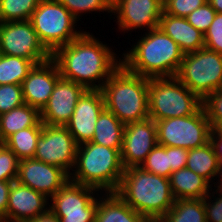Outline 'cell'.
Listing matches in <instances>:
<instances>
[{"label": "cell", "mask_w": 222, "mask_h": 222, "mask_svg": "<svg viewBox=\"0 0 222 222\" xmlns=\"http://www.w3.org/2000/svg\"><path fill=\"white\" fill-rule=\"evenodd\" d=\"M111 50L92 33L90 35L84 31L69 44L57 48L51 54V59L57 64L62 78L86 89H101L109 76L121 65V58L116 59V53Z\"/></svg>", "instance_id": "6da1fadb"}, {"label": "cell", "mask_w": 222, "mask_h": 222, "mask_svg": "<svg viewBox=\"0 0 222 222\" xmlns=\"http://www.w3.org/2000/svg\"><path fill=\"white\" fill-rule=\"evenodd\" d=\"M115 192L149 222H158L175 203L169 178L141 167L124 169Z\"/></svg>", "instance_id": "7a4b0ae2"}, {"label": "cell", "mask_w": 222, "mask_h": 222, "mask_svg": "<svg viewBox=\"0 0 222 222\" xmlns=\"http://www.w3.org/2000/svg\"><path fill=\"white\" fill-rule=\"evenodd\" d=\"M145 33L129 52L123 53L121 64L147 78L176 76L184 56L178 44L159 27Z\"/></svg>", "instance_id": "3957f363"}, {"label": "cell", "mask_w": 222, "mask_h": 222, "mask_svg": "<svg viewBox=\"0 0 222 222\" xmlns=\"http://www.w3.org/2000/svg\"><path fill=\"white\" fill-rule=\"evenodd\" d=\"M149 80L130 72L121 64L101 88L105 108L125 125L149 118Z\"/></svg>", "instance_id": "277c9868"}, {"label": "cell", "mask_w": 222, "mask_h": 222, "mask_svg": "<svg viewBox=\"0 0 222 222\" xmlns=\"http://www.w3.org/2000/svg\"><path fill=\"white\" fill-rule=\"evenodd\" d=\"M121 148H109L93 142L77 146L76 161L69 180L106 192H115L120 184L124 167Z\"/></svg>", "instance_id": "5b68a950"}, {"label": "cell", "mask_w": 222, "mask_h": 222, "mask_svg": "<svg viewBox=\"0 0 222 222\" xmlns=\"http://www.w3.org/2000/svg\"><path fill=\"white\" fill-rule=\"evenodd\" d=\"M203 101L176 76L150 78L148 87L149 118L155 122L195 114Z\"/></svg>", "instance_id": "8992f818"}, {"label": "cell", "mask_w": 222, "mask_h": 222, "mask_svg": "<svg viewBox=\"0 0 222 222\" xmlns=\"http://www.w3.org/2000/svg\"><path fill=\"white\" fill-rule=\"evenodd\" d=\"M29 21L51 54L83 33L74 27L78 20L58 0H41Z\"/></svg>", "instance_id": "52a82bcc"}, {"label": "cell", "mask_w": 222, "mask_h": 222, "mask_svg": "<svg viewBox=\"0 0 222 222\" xmlns=\"http://www.w3.org/2000/svg\"><path fill=\"white\" fill-rule=\"evenodd\" d=\"M176 77L203 101L222 88V55L205 47L186 53Z\"/></svg>", "instance_id": "ba28073f"}, {"label": "cell", "mask_w": 222, "mask_h": 222, "mask_svg": "<svg viewBox=\"0 0 222 222\" xmlns=\"http://www.w3.org/2000/svg\"><path fill=\"white\" fill-rule=\"evenodd\" d=\"M157 144L192 149L209 142L211 125L202 106L195 114L156 121Z\"/></svg>", "instance_id": "9c48e42d"}, {"label": "cell", "mask_w": 222, "mask_h": 222, "mask_svg": "<svg viewBox=\"0 0 222 222\" xmlns=\"http://www.w3.org/2000/svg\"><path fill=\"white\" fill-rule=\"evenodd\" d=\"M0 54L22 57L36 65L51 59L29 20L0 22Z\"/></svg>", "instance_id": "30bf717a"}, {"label": "cell", "mask_w": 222, "mask_h": 222, "mask_svg": "<svg viewBox=\"0 0 222 222\" xmlns=\"http://www.w3.org/2000/svg\"><path fill=\"white\" fill-rule=\"evenodd\" d=\"M77 146L65 126L43 124L34 159L60 167L70 175L76 161Z\"/></svg>", "instance_id": "8fae6325"}, {"label": "cell", "mask_w": 222, "mask_h": 222, "mask_svg": "<svg viewBox=\"0 0 222 222\" xmlns=\"http://www.w3.org/2000/svg\"><path fill=\"white\" fill-rule=\"evenodd\" d=\"M156 145L157 126L153 119L147 118L126 124L120 150L124 169L140 167Z\"/></svg>", "instance_id": "7c38bea8"}, {"label": "cell", "mask_w": 222, "mask_h": 222, "mask_svg": "<svg viewBox=\"0 0 222 222\" xmlns=\"http://www.w3.org/2000/svg\"><path fill=\"white\" fill-rule=\"evenodd\" d=\"M163 12L162 0H112V13L122 31L158 27ZM115 13V14H114Z\"/></svg>", "instance_id": "4fadbf2b"}, {"label": "cell", "mask_w": 222, "mask_h": 222, "mask_svg": "<svg viewBox=\"0 0 222 222\" xmlns=\"http://www.w3.org/2000/svg\"><path fill=\"white\" fill-rule=\"evenodd\" d=\"M86 90L84 86L60 77L47 104L40 111L41 122L48 126H65Z\"/></svg>", "instance_id": "5bb4252c"}, {"label": "cell", "mask_w": 222, "mask_h": 222, "mask_svg": "<svg viewBox=\"0 0 222 222\" xmlns=\"http://www.w3.org/2000/svg\"><path fill=\"white\" fill-rule=\"evenodd\" d=\"M16 181L51 198L69 181V175L60 167L30 158L19 161Z\"/></svg>", "instance_id": "9a60e30c"}, {"label": "cell", "mask_w": 222, "mask_h": 222, "mask_svg": "<svg viewBox=\"0 0 222 222\" xmlns=\"http://www.w3.org/2000/svg\"><path fill=\"white\" fill-rule=\"evenodd\" d=\"M104 108L101 89H87L79 98L70 121L65 125L77 145L91 142L97 119Z\"/></svg>", "instance_id": "2e32d148"}, {"label": "cell", "mask_w": 222, "mask_h": 222, "mask_svg": "<svg viewBox=\"0 0 222 222\" xmlns=\"http://www.w3.org/2000/svg\"><path fill=\"white\" fill-rule=\"evenodd\" d=\"M60 77L57 64L52 59L35 65L21 84L24 102L41 111Z\"/></svg>", "instance_id": "e0dca14e"}, {"label": "cell", "mask_w": 222, "mask_h": 222, "mask_svg": "<svg viewBox=\"0 0 222 222\" xmlns=\"http://www.w3.org/2000/svg\"><path fill=\"white\" fill-rule=\"evenodd\" d=\"M47 200L46 195L14 181L9 192L7 222H25L47 212Z\"/></svg>", "instance_id": "ac0fdd59"}, {"label": "cell", "mask_w": 222, "mask_h": 222, "mask_svg": "<svg viewBox=\"0 0 222 222\" xmlns=\"http://www.w3.org/2000/svg\"><path fill=\"white\" fill-rule=\"evenodd\" d=\"M158 27L178 44L184 54L204 47V34L194 28L186 17H175L163 11Z\"/></svg>", "instance_id": "d6986e66"}, {"label": "cell", "mask_w": 222, "mask_h": 222, "mask_svg": "<svg viewBox=\"0 0 222 222\" xmlns=\"http://www.w3.org/2000/svg\"><path fill=\"white\" fill-rule=\"evenodd\" d=\"M98 191L95 188L68 181L52 197V204L49 209L53 213H74L83 212L96 199L94 193Z\"/></svg>", "instance_id": "ffe728a7"}, {"label": "cell", "mask_w": 222, "mask_h": 222, "mask_svg": "<svg viewBox=\"0 0 222 222\" xmlns=\"http://www.w3.org/2000/svg\"><path fill=\"white\" fill-rule=\"evenodd\" d=\"M100 197L95 222H149L133 210L116 192H106Z\"/></svg>", "instance_id": "44dd1931"}, {"label": "cell", "mask_w": 222, "mask_h": 222, "mask_svg": "<svg viewBox=\"0 0 222 222\" xmlns=\"http://www.w3.org/2000/svg\"><path fill=\"white\" fill-rule=\"evenodd\" d=\"M169 180L175 200L204 199L212 191L205 178L187 168L172 172Z\"/></svg>", "instance_id": "7402d4cb"}, {"label": "cell", "mask_w": 222, "mask_h": 222, "mask_svg": "<svg viewBox=\"0 0 222 222\" xmlns=\"http://www.w3.org/2000/svg\"><path fill=\"white\" fill-rule=\"evenodd\" d=\"M40 111L26 103L0 115V139L4 142L10 135L40 121Z\"/></svg>", "instance_id": "603a6c76"}, {"label": "cell", "mask_w": 222, "mask_h": 222, "mask_svg": "<svg viewBox=\"0 0 222 222\" xmlns=\"http://www.w3.org/2000/svg\"><path fill=\"white\" fill-rule=\"evenodd\" d=\"M124 128L125 124L111 111L104 108L97 119L91 142L109 148H121Z\"/></svg>", "instance_id": "cb8c5ba5"}, {"label": "cell", "mask_w": 222, "mask_h": 222, "mask_svg": "<svg viewBox=\"0 0 222 222\" xmlns=\"http://www.w3.org/2000/svg\"><path fill=\"white\" fill-rule=\"evenodd\" d=\"M217 156L210 142L198 148L188 150L186 168L205 178L209 183L217 178Z\"/></svg>", "instance_id": "d4e9b609"}, {"label": "cell", "mask_w": 222, "mask_h": 222, "mask_svg": "<svg viewBox=\"0 0 222 222\" xmlns=\"http://www.w3.org/2000/svg\"><path fill=\"white\" fill-rule=\"evenodd\" d=\"M42 128L43 123L40 120L34 127L10 135L3 144L12 150L19 160L34 158Z\"/></svg>", "instance_id": "484cf974"}, {"label": "cell", "mask_w": 222, "mask_h": 222, "mask_svg": "<svg viewBox=\"0 0 222 222\" xmlns=\"http://www.w3.org/2000/svg\"><path fill=\"white\" fill-rule=\"evenodd\" d=\"M158 222H207L204 199H179Z\"/></svg>", "instance_id": "4316f807"}, {"label": "cell", "mask_w": 222, "mask_h": 222, "mask_svg": "<svg viewBox=\"0 0 222 222\" xmlns=\"http://www.w3.org/2000/svg\"><path fill=\"white\" fill-rule=\"evenodd\" d=\"M35 65L22 57L0 54V85H21Z\"/></svg>", "instance_id": "83f0119b"}, {"label": "cell", "mask_w": 222, "mask_h": 222, "mask_svg": "<svg viewBox=\"0 0 222 222\" xmlns=\"http://www.w3.org/2000/svg\"><path fill=\"white\" fill-rule=\"evenodd\" d=\"M41 0H0V22L29 20Z\"/></svg>", "instance_id": "f1b7e54d"}, {"label": "cell", "mask_w": 222, "mask_h": 222, "mask_svg": "<svg viewBox=\"0 0 222 222\" xmlns=\"http://www.w3.org/2000/svg\"><path fill=\"white\" fill-rule=\"evenodd\" d=\"M144 171L170 178L169 147L157 144L140 166Z\"/></svg>", "instance_id": "f546056e"}, {"label": "cell", "mask_w": 222, "mask_h": 222, "mask_svg": "<svg viewBox=\"0 0 222 222\" xmlns=\"http://www.w3.org/2000/svg\"><path fill=\"white\" fill-rule=\"evenodd\" d=\"M69 12L80 20L82 13L103 12L112 13V0H58ZM91 11V12H90ZM81 14V15H80Z\"/></svg>", "instance_id": "4dcf8cb0"}, {"label": "cell", "mask_w": 222, "mask_h": 222, "mask_svg": "<svg viewBox=\"0 0 222 222\" xmlns=\"http://www.w3.org/2000/svg\"><path fill=\"white\" fill-rule=\"evenodd\" d=\"M22 86L0 85V115L24 104Z\"/></svg>", "instance_id": "1f68e13d"}, {"label": "cell", "mask_w": 222, "mask_h": 222, "mask_svg": "<svg viewBox=\"0 0 222 222\" xmlns=\"http://www.w3.org/2000/svg\"><path fill=\"white\" fill-rule=\"evenodd\" d=\"M19 159L4 144L0 146V181H16Z\"/></svg>", "instance_id": "d6a6232c"}, {"label": "cell", "mask_w": 222, "mask_h": 222, "mask_svg": "<svg viewBox=\"0 0 222 222\" xmlns=\"http://www.w3.org/2000/svg\"><path fill=\"white\" fill-rule=\"evenodd\" d=\"M216 13L212 6L206 2L186 16V19L194 28L205 34L214 20Z\"/></svg>", "instance_id": "836d02e7"}, {"label": "cell", "mask_w": 222, "mask_h": 222, "mask_svg": "<svg viewBox=\"0 0 222 222\" xmlns=\"http://www.w3.org/2000/svg\"><path fill=\"white\" fill-rule=\"evenodd\" d=\"M207 0H166L163 11L175 17H186L191 12L204 5Z\"/></svg>", "instance_id": "e575fe53"}, {"label": "cell", "mask_w": 222, "mask_h": 222, "mask_svg": "<svg viewBox=\"0 0 222 222\" xmlns=\"http://www.w3.org/2000/svg\"><path fill=\"white\" fill-rule=\"evenodd\" d=\"M204 47L222 55V13H216L204 34Z\"/></svg>", "instance_id": "d590c367"}, {"label": "cell", "mask_w": 222, "mask_h": 222, "mask_svg": "<svg viewBox=\"0 0 222 222\" xmlns=\"http://www.w3.org/2000/svg\"><path fill=\"white\" fill-rule=\"evenodd\" d=\"M204 110L211 126L222 120V88L208 95L203 100Z\"/></svg>", "instance_id": "8d00e7d4"}, {"label": "cell", "mask_w": 222, "mask_h": 222, "mask_svg": "<svg viewBox=\"0 0 222 222\" xmlns=\"http://www.w3.org/2000/svg\"><path fill=\"white\" fill-rule=\"evenodd\" d=\"M98 198L83 212L54 213L60 222H95Z\"/></svg>", "instance_id": "74e56055"}, {"label": "cell", "mask_w": 222, "mask_h": 222, "mask_svg": "<svg viewBox=\"0 0 222 222\" xmlns=\"http://www.w3.org/2000/svg\"><path fill=\"white\" fill-rule=\"evenodd\" d=\"M210 195L211 193L208 194L204 198L206 221L207 222H222V193L219 192V195H218L219 197H216L214 200L211 199Z\"/></svg>", "instance_id": "f35d334b"}, {"label": "cell", "mask_w": 222, "mask_h": 222, "mask_svg": "<svg viewBox=\"0 0 222 222\" xmlns=\"http://www.w3.org/2000/svg\"><path fill=\"white\" fill-rule=\"evenodd\" d=\"M188 150L180 147H169L171 173L186 168Z\"/></svg>", "instance_id": "ab89813d"}, {"label": "cell", "mask_w": 222, "mask_h": 222, "mask_svg": "<svg viewBox=\"0 0 222 222\" xmlns=\"http://www.w3.org/2000/svg\"><path fill=\"white\" fill-rule=\"evenodd\" d=\"M14 181H0V217L7 222V208L10 188Z\"/></svg>", "instance_id": "60d3db41"}, {"label": "cell", "mask_w": 222, "mask_h": 222, "mask_svg": "<svg viewBox=\"0 0 222 222\" xmlns=\"http://www.w3.org/2000/svg\"><path fill=\"white\" fill-rule=\"evenodd\" d=\"M209 142L212 144L217 156L218 165H222V137H209Z\"/></svg>", "instance_id": "b9f144b4"}, {"label": "cell", "mask_w": 222, "mask_h": 222, "mask_svg": "<svg viewBox=\"0 0 222 222\" xmlns=\"http://www.w3.org/2000/svg\"><path fill=\"white\" fill-rule=\"evenodd\" d=\"M25 222H60V219L49 209L47 212L40 214L36 218Z\"/></svg>", "instance_id": "7bdbcfd3"}, {"label": "cell", "mask_w": 222, "mask_h": 222, "mask_svg": "<svg viewBox=\"0 0 222 222\" xmlns=\"http://www.w3.org/2000/svg\"><path fill=\"white\" fill-rule=\"evenodd\" d=\"M209 137H222V120L215 126H211V132Z\"/></svg>", "instance_id": "ee69618b"}, {"label": "cell", "mask_w": 222, "mask_h": 222, "mask_svg": "<svg viewBox=\"0 0 222 222\" xmlns=\"http://www.w3.org/2000/svg\"><path fill=\"white\" fill-rule=\"evenodd\" d=\"M217 13H222V0H207Z\"/></svg>", "instance_id": "f6af8a7d"}, {"label": "cell", "mask_w": 222, "mask_h": 222, "mask_svg": "<svg viewBox=\"0 0 222 222\" xmlns=\"http://www.w3.org/2000/svg\"><path fill=\"white\" fill-rule=\"evenodd\" d=\"M216 176H218V179H219V176H220V179H221V180L219 179V182H217V183H219L218 186H215V187H217V189H216V194H217L218 191L222 193V165H219Z\"/></svg>", "instance_id": "bcb514c9"}, {"label": "cell", "mask_w": 222, "mask_h": 222, "mask_svg": "<svg viewBox=\"0 0 222 222\" xmlns=\"http://www.w3.org/2000/svg\"><path fill=\"white\" fill-rule=\"evenodd\" d=\"M0 222H6L4 218L0 217Z\"/></svg>", "instance_id": "7dc6e473"}]
</instances>
